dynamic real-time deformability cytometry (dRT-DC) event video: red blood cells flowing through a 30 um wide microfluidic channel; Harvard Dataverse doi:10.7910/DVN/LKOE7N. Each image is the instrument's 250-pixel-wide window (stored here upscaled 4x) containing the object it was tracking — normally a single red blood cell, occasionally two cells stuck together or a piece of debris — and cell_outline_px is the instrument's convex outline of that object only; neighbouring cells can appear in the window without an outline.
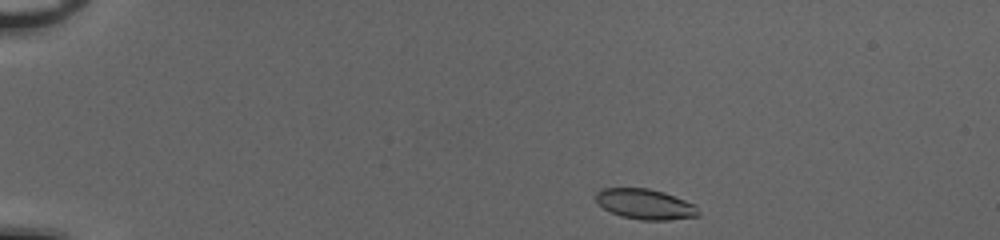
{"species": "common noctule bat (a hibernating species)", "species_latin": "Nyctalus noctula", "temperature_condition": "cold", "stored_images_in_passage": 43, "camera_frame_rate_fps": 3000, "um_per_image_px": 0.085, "animal": {"sex": "female", "body_mass_g": 20.0, "forearm_length_mm": 54.0}, "frame": {"image": 1, "passage_image": 1, "time_ms": 0.0, "image_size_px": [1000, 240], "cell_outline_px": [[700, 216], [668, 220], [640, 220], [620, 216], [604, 208], [596, 200], [596, 192], [600, 188], [648, 188], [664, 192], [696, 204], [700, 212]], "centroid_in_image_um": [54.88, 17.35], "position_along_channel_um": 30.1, "area_um2": 18.26}}
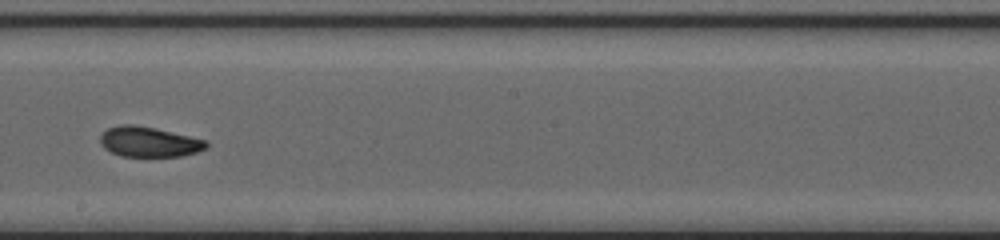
{"frame": {"image": 2, "passage_image": 23, "time_ms": 7.333, "image_size_px": [1000, 240], "cell_outline_px": [[208, 148], [196, 152], [180, 156], [120, 156], [104, 148], [100, 144], [100, 136], [108, 128], [120, 124], [132, 124], [156, 128], [208, 140]], "centroid_in_image_um": [12.68, 12.05], "position_along_channel_um": 235.5, "area_um2": 18.73}}
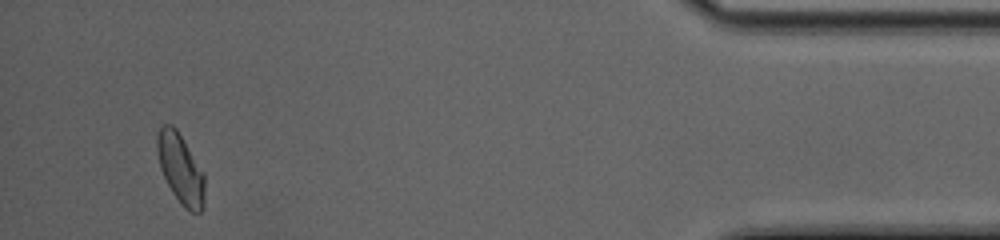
{"frame": {"image": 3, "passage_image": 41, "time_ms": 13.333, "image_size_px": [1000, 240], "cell_outline_px": [[204, 208], [200, 212], [192, 212], [184, 208], [180, 204], [172, 192], [160, 168], [156, 148], [156, 136], [160, 128], [164, 124], [172, 124], [176, 128], [204, 172]], "centroid_in_image_um": [15.34, 14.35], "position_along_channel_um": 419.9, "area_um2": 19.42}, "authors_computed_cell_mechanics": {"area_um2": 18.7272, "velocity_mm_per_s": 4.0544, "shape_relaxation_time_tau1_ms": 7.2031, "shape_relaxation_time_tau2_ms": 1.7201, "deformation_change_tau1": 0.2012, "deformation_change_tau2": 0.0714}}